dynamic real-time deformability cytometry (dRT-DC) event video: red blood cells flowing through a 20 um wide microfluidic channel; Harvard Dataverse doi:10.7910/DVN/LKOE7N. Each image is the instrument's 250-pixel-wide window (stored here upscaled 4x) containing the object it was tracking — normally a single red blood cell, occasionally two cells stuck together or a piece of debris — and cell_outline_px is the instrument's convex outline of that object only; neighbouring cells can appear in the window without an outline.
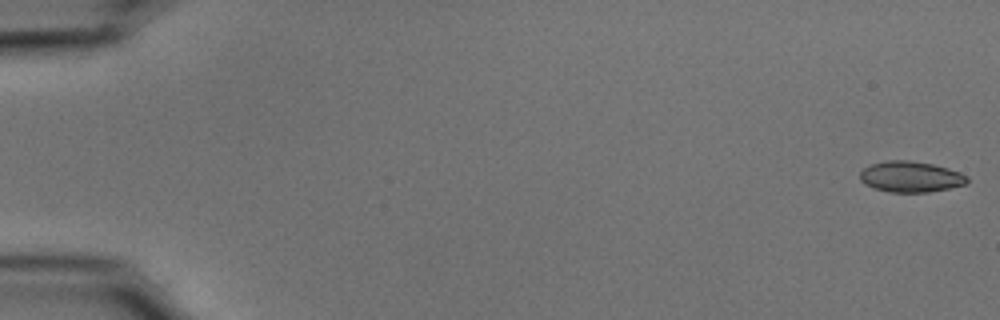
{"species": "common noctule bat (a hibernating species)", "species_latin": "Nyctalus noctula", "temperature_condition": "cold", "stored_images_in_passage": 54, "camera_frame_rate_fps": 3000, "um_per_image_px": 0.085, "animal": {"sex": "male", "body_mass_g": 15.6}, "frame": {"image": 1, "passage_image": 1, "time_ms": 0.0, "image_size_px": [1000, 320], "cell_outline_px": [[968, 184], [928, 192], [888, 192], [864, 184], [860, 180], [860, 172], [864, 168], [872, 164], [888, 160], [908, 160], [932, 164], [948, 168], [960, 172], [968, 176]], "centroid_in_image_um": [77.42, 15.02], "position_along_channel_um": 7.6, "area_um2": 19.25}}
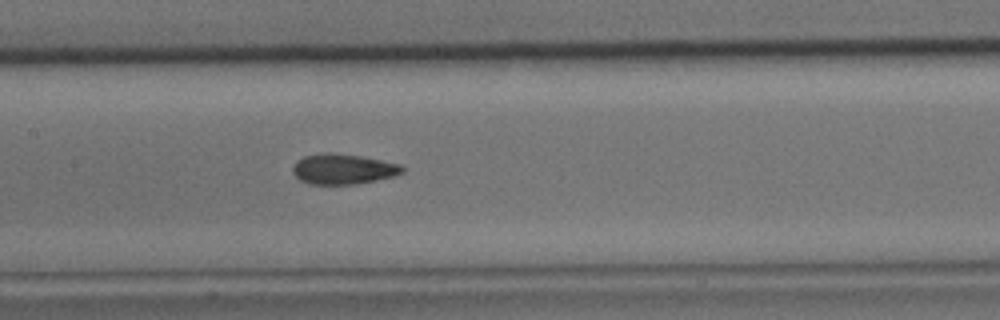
{"frame": {"image": 2, "passage_image": 27, "time_ms": 8.667, "image_size_px": [1000, 320], "cell_outline_px": [[404, 172], [396, 176], [356, 184], [312, 184], [300, 180], [292, 172], [292, 168], [296, 160], [304, 156], [324, 152], [332, 152], [360, 156], [400, 164], [404, 168]], "centroid_in_image_um": [29.16, 14.36], "position_along_channel_um": 178.2, "area_um2": 19.42}}
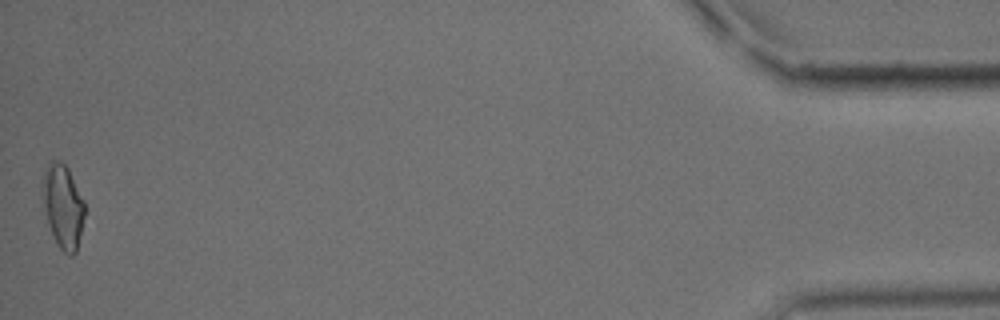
{"frame": {"image": 3, "passage_image": 54, "time_ms": 17.667, "image_size_px": [1000, 320], "cell_outline_px": [[84, 216], [76, 252], [72, 256], [68, 256], [60, 248], [48, 224], [40, 184], [44, 172], [48, 164], [52, 160], [60, 160], [68, 168], [84, 200]], "centroid_in_image_um": [5.34, 17.49], "position_along_channel_um": 429.9, "area_um2": 20.4}, "authors_computed_cell_mechanics": {"area_um2": 19.363, "velocity_mm_per_s": 3.7461, "shape_relaxation_time_tau1_ms": 4.5281, "shape_relaxation_time_tau2_ms": 1.9094, "deformation_change_tau1": 0.1184, "deformation_change_tau2": 0.0806}}